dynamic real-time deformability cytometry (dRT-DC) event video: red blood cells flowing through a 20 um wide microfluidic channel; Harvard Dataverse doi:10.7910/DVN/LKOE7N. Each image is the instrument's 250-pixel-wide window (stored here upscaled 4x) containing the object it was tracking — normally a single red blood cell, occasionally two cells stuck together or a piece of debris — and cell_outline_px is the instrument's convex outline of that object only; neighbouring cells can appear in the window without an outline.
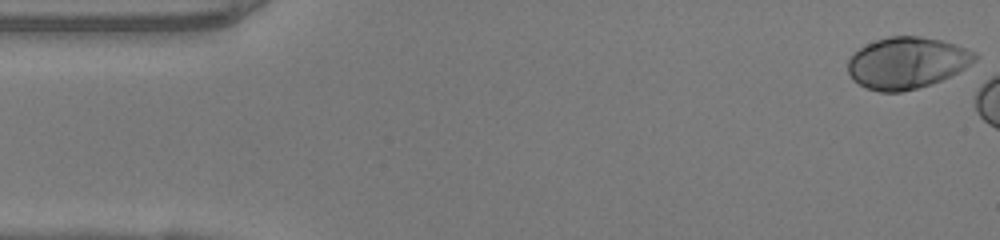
{"species": "human", "species_latin": "Homo sapiens", "temperature_condition": "warm", "stored_images_in_passage": 8, "camera_frame_rate_fps": 3000, "um_per_image_px": 0.085, "donor": {"sex": "female"}, "frame": {"image": 1, "passage_image": 1, "time_ms": 0.0, "image_size_px": [1000, 240], "cell_outline_px": [[980, 56], [976, 60], [964, 68], [940, 80], [916, 88], [900, 92], [880, 92], [868, 88], [852, 80], [848, 72], [848, 60], [860, 48], [876, 40], [888, 36], [920, 36], [940, 40], [956, 44], [976, 52]], "centroid_in_image_um": [77.09, 5.33], "position_along_channel_um": 7.9, "area_um2": 37.8}}